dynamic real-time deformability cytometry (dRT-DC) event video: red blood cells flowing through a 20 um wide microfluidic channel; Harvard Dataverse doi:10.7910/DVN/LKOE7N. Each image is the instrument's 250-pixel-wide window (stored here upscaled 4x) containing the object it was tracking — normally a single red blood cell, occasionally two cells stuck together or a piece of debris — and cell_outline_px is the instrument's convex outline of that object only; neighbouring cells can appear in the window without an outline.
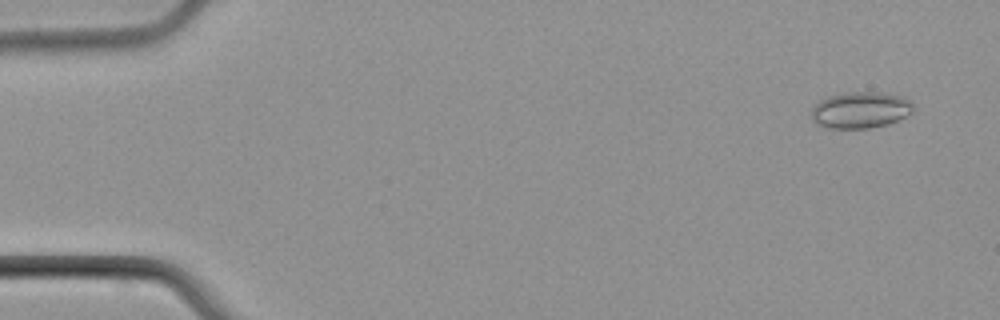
{"species": "common noctule bat (a hibernating species)", "species_latin": "Nyctalus noctula", "temperature_condition": "cold", "stored_images_in_passage": 4, "camera_frame_rate_fps": 3000, "um_per_image_px": 0.085, "animal": {"sex": "male", "body_mass_g": 21.5, "forearm_length_mm": 52.0}, "frame": {"image": 1, "passage_image": 1, "time_ms": 0.0, "image_size_px": [1000, 320], "cell_outline_px": [[916, 108], [912, 112], [900, 120], [888, 124], [868, 128], [828, 128], [816, 124], [812, 120], [812, 108], [820, 100], [828, 96], [848, 92], [884, 92], [900, 96], [908, 100]], "centroid_in_image_um": [73.15, 9.35], "position_along_channel_um": 11.8, "area_um2": 21.73}}